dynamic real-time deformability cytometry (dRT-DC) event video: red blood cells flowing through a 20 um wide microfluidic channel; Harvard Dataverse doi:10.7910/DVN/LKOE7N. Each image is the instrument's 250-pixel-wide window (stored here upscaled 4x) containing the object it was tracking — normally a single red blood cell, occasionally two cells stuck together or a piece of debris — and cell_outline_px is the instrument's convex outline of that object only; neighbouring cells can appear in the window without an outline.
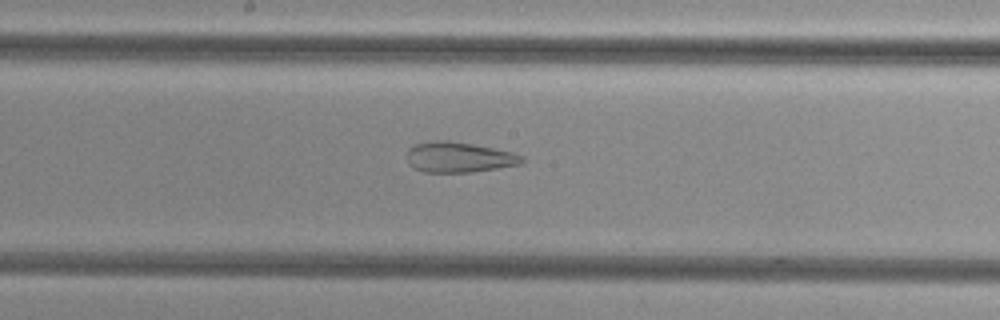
{"species": "common noctule bat (a hibernating species)", "species_latin": "Nyctalus noctula", "temperature_condition": "cold", "stored_images_in_passage": 42, "camera_frame_rate_fps": 3000, "um_per_image_px": 0.085, "animal": {"sex": "female", "body_mass_g": 29.2, "forearm_length_mm": 56.3}, "frame": {"image": 1, "passage_image": 18, "time_ms": 5.667, "image_size_px": [1000, 320], "cell_outline_px": [[524, 160], [520, 164], [472, 172], [424, 172], [412, 168], [408, 164], [408, 148], [416, 144], [436, 140], [448, 140], [472, 144], [512, 152], [524, 156]], "centroid_in_image_um": [38.98, 13.37], "position_along_channel_um": 209.2, "area_um2": 20.29}}
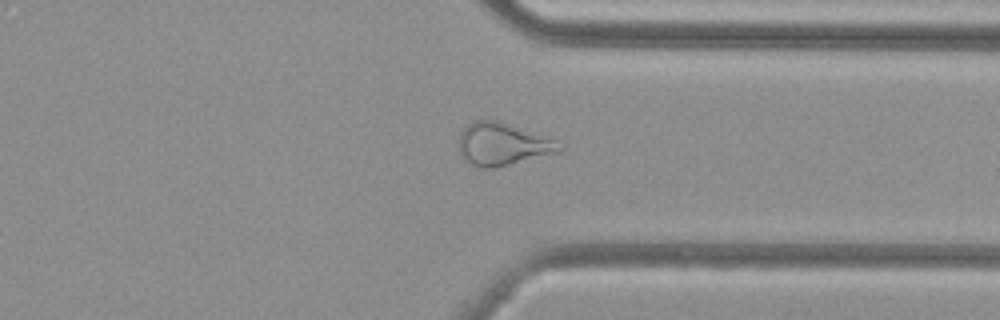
{"frame": {"image": 2, "passage_image": 30, "time_ms": 9.667, "image_size_px": [1000, 320], "cell_outline_px": [[564, 148], [560, 152], [496, 168], [480, 168], [464, 160], [460, 156], [460, 132], [468, 124], [476, 120], [492, 120], [556, 140]], "centroid_in_image_um": [42.71, 12.3], "position_along_channel_um": 368.7, "area_um2": 24.51}}
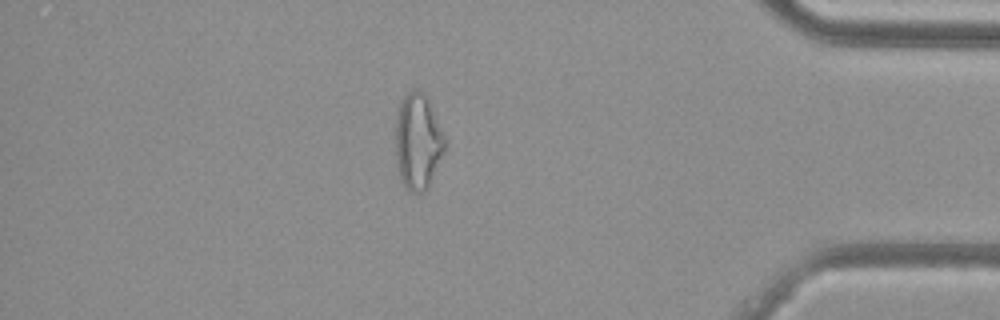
{"frame": {"image": 3, "passage_image": 35, "time_ms": 11.333, "image_size_px": [1000, 320], "cell_outline_px": [[448, 144], [428, 188], [424, 192], [412, 192], [400, 180], [396, 156], [396, 120], [400, 104], [404, 96], [408, 92], [416, 88], [428, 96]], "centroid_in_image_um": [35.55, 12.01], "position_along_channel_um": 399.6, "area_um2": 27.74}}